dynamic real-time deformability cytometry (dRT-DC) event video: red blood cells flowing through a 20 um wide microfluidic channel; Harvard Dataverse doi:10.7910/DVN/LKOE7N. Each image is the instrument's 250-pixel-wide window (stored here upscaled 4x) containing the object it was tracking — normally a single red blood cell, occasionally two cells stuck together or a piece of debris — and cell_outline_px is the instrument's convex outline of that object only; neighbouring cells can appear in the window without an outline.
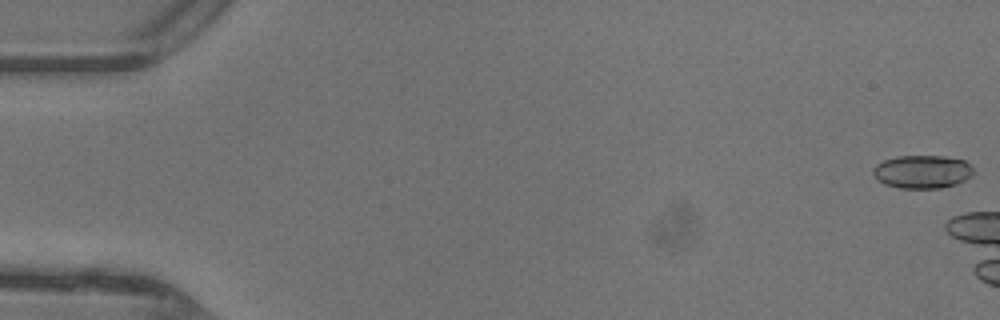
{"species": "common noctule bat (a hibernating species)", "species_latin": "Nyctalus noctula", "temperature_condition": "warm", "stored_images_in_passage": 7, "camera_frame_rate_fps": 3000, "um_per_image_px": 0.085, "animal": {"sex": "female"}, "frame": {"image": 1, "passage_image": 1, "time_ms": 0.0, "image_size_px": [1000, 320], "cell_outline_px": [[972, 176], [956, 184], [940, 188], [900, 188], [884, 184], [872, 172], [872, 168], [876, 164], [884, 160], [900, 156], [944, 156], [964, 160], [972, 168]], "centroid_in_image_um": [78.39, 14.59], "position_along_channel_um": 6.6, "area_um2": 19.25}}